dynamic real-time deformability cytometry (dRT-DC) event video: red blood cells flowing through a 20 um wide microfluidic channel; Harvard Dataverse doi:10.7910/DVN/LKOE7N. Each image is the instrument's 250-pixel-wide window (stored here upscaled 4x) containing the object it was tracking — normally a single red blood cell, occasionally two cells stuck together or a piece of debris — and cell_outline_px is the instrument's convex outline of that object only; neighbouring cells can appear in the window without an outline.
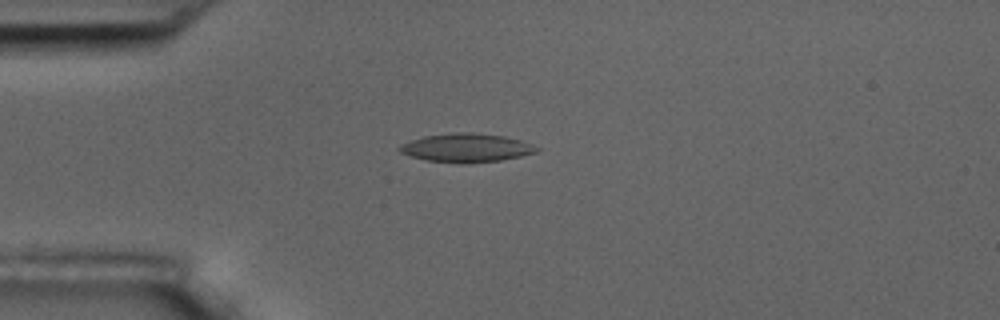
{"species": "common noctule bat (a hibernating species)", "species_latin": "Nyctalus noctula", "temperature_condition": "room temperature", "stored_images_in_passage": 6, "camera_frame_rate_fps": 3000, "um_per_image_px": 0.085, "animal": {"sex": "male", "body_mass_g": 17.5, "forearm_length_mm": 52.3}, "frame": {"image": 1, "passage_image": 4, "time_ms": 3.667, "image_size_px": [1000, 320], "cell_outline_px": [[540, 148], [536, 152], [520, 156], [500, 160], [460, 164], [456, 164], [428, 160], [412, 156], [400, 152], [396, 148], [400, 144], [424, 136], [452, 132], [472, 132], [504, 136], [520, 140], [532, 144]], "centroid_in_image_um": [39.62, 12.56], "position_along_channel_um": 45.4, "area_um2": 22.89}}